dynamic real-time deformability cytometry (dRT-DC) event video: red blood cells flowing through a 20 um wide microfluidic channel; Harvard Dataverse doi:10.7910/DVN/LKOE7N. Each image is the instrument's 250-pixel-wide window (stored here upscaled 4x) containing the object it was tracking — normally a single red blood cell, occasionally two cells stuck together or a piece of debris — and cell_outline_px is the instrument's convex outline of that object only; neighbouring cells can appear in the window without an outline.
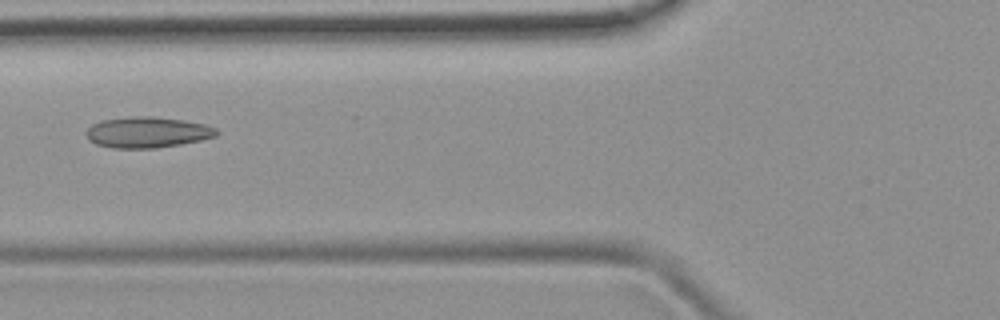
{"species": "common noctule bat (a hibernating species)", "species_latin": "Nyctalus noctula", "temperature_condition": "room temperature", "stored_images_in_passage": 6, "camera_frame_rate_fps": 3000, "um_per_image_px": 0.085, "animal": {"sex": "female", "body_mass_g": 19.9}, "frame": {"image": 1, "passage_image": 5, "time_ms": 4.667, "image_size_px": [1000, 320], "cell_outline_px": [[220, 132], [216, 136], [200, 140], [180, 144], [156, 148], [112, 148], [96, 144], [88, 140], [84, 132], [92, 124], [104, 120], [132, 116], [152, 116], [184, 120], [204, 124], [216, 128]], "centroid_in_image_um": [12.51, 11.24], "position_along_channel_um": 113.3, "area_um2": 23.52}}
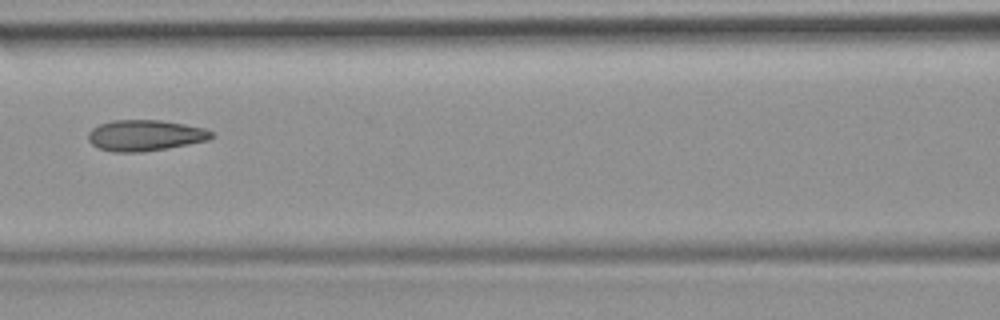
{"frame": {"image": 2, "passage_image": 6, "time_ms": 5.667, "image_size_px": [1000, 320], "cell_outline_px": [[216, 136], [208, 140], [188, 144], [144, 152], [112, 152], [100, 148], [92, 144], [88, 140], [88, 132], [92, 128], [100, 124], [112, 120], [160, 120], [184, 124], [204, 128], [212, 132]], "centroid_in_image_um": [12.33, 11.51], "position_along_channel_um": 154.3, "area_um2": 22.25}}